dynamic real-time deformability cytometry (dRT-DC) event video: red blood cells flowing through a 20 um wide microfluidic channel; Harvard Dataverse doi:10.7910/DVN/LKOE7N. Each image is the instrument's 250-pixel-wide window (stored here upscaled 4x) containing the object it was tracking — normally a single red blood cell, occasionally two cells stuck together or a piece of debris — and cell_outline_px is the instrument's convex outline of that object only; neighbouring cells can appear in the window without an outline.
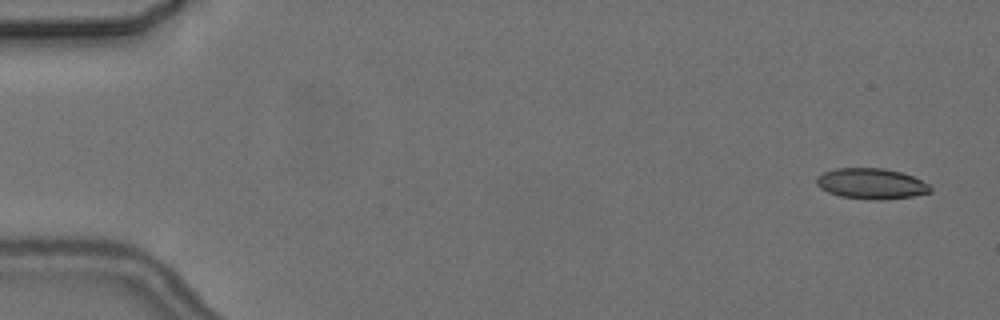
{"species": "common noctule bat (a hibernating species)", "species_latin": "Nyctalus noctula", "temperature_condition": "cold", "stored_images_in_passage": 6, "camera_frame_rate_fps": 3000, "um_per_image_px": 0.085, "animal": {"sex": "female", "body_mass_g": 24.6, "forearm_length_mm": 56.2}, "frame": {"image": 1, "passage_image": 1, "time_ms": 0.0, "image_size_px": [1000, 320], "cell_outline_px": [[932, 192], [912, 196], [880, 200], [876, 200], [840, 196], [828, 192], [820, 188], [816, 184], [816, 180], [824, 172], [836, 168], [884, 168], [900, 172], [912, 176], [928, 184], [932, 188]], "centroid_in_image_um": [74.06, 15.61], "position_along_channel_um": 10.9, "area_um2": 20.17}}